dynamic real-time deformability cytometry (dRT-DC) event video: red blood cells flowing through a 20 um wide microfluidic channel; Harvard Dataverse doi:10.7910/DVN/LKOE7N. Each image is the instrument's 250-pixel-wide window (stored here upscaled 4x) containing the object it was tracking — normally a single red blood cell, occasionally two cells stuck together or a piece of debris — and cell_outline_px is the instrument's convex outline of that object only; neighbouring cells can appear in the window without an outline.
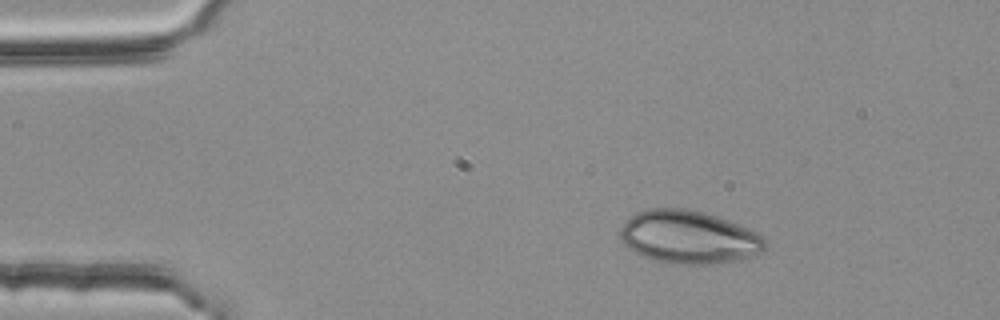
{"species": "common noctule bat (a hibernating species)", "species_latin": "Nyctalus noctula", "temperature_condition": "room temperature", "stored_images_in_passage": 3, "camera_frame_rate_fps": 3000, "um_per_image_px": 0.085, "animal": {"sex": "female", "body_mass_g": 25.1}, "frame": {"image": 1, "passage_image": 1, "time_ms": 0.0, "image_size_px": [1000, 320], "cell_outline_px": [[768, 244], [764, 252], [756, 256], [740, 260], [708, 264], [668, 264], [644, 256], [628, 248], [620, 240], [620, 228], [624, 220], [636, 212], [652, 208], [684, 208], [704, 212], [728, 220], [748, 228], [760, 236]], "centroid_in_image_um": [58.54, 20.16], "position_along_channel_um": 26.5, "area_um2": 45.14}}